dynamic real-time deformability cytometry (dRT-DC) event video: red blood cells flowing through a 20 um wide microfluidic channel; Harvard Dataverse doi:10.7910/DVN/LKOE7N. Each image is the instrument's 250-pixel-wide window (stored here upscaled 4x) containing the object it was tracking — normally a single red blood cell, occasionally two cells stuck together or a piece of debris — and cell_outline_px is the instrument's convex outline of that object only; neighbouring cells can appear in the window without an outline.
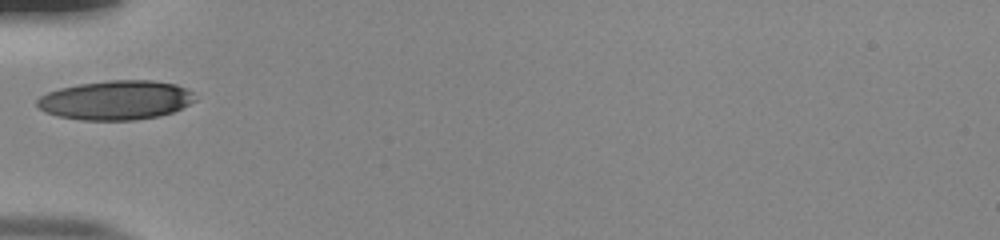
{"species": "human", "species_latin": "Homo sapiens", "temperature_condition": "room temperature", "stored_images_in_passage": 35, "camera_frame_rate_fps": 3000, "um_per_image_px": 0.085, "donor": {"sex": "male"}, "frame": {"image": 1, "passage_image": 1, "time_ms": 0.0, "image_size_px": [1000, 240], "cell_outline_px": [[196, 100], [172, 112], [160, 116], [136, 120], [80, 120], [60, 116], [44, 112], [36, 104], [36, 100], [40, 96], [48, 92], [60, 88], [80, 84], [108, 80], [152, 80], [176, 84], [188, 88], [192, 92]], "centroid_in_image_um": [9.86, 8.51], "position_along_channel_um": 75.1, "area_um2": 36.18}}
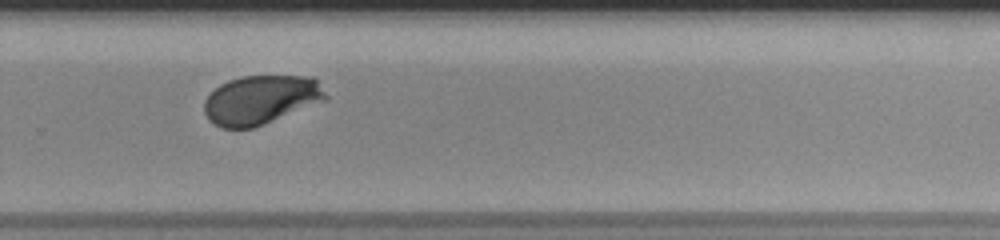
{"frame": {"image": 2, "passage_image": 19, "time_ms": 6.0, "image_size_px": [1000, 240], "cell_outline_px": [[328, 100], [264, 124], [252, 128], [220, 128], [208, 120], [204, 112], [204, 100], [220, 84], [228, 80], [244, 76], [312, 76], [316, 80], [328, 96]], "centroid_in_image_um": [22.17, 8.49], "position_along_channel_um": 307.6, "area_um2": 34.8}}
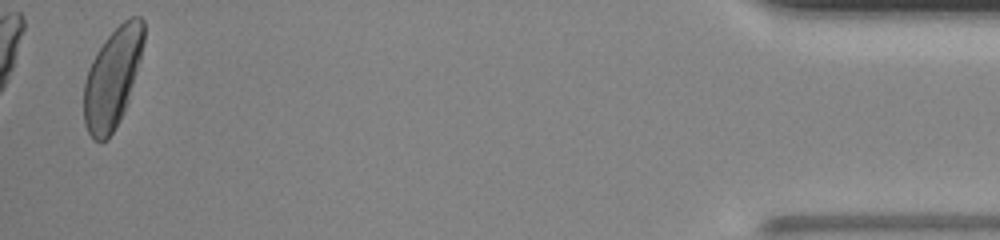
{"frame": {"image": 3, "passage_image": 34, "time_ms": 11.0, "image_size_px": [1000, 240], "cell_outline_px": [[144, 40], [140, 60], [128, 100], [120, 120], [108, 140], [100, 144], [92, 140], [84, 124], [84, 80], [88, 68], [96, 52], [104, 40], [124, 20], [132, 16], [140, 16], [144, 20]], "centroid_in_image_um": [9.54, 6.66], "position_along_channel_um": 425.7, "area_um2": 34.97}, "authors_computed_cell_mechanics": {"area_um2": 34.5066, "velocity_mm_per_s": 3.8741, "shape_relaxation_time_tau1_ms": 2.2101, "shape_relaxation_time_tau2_ms": null, "deformation_change_tau1": 0.1409, "deformation_change_tau2": null}}